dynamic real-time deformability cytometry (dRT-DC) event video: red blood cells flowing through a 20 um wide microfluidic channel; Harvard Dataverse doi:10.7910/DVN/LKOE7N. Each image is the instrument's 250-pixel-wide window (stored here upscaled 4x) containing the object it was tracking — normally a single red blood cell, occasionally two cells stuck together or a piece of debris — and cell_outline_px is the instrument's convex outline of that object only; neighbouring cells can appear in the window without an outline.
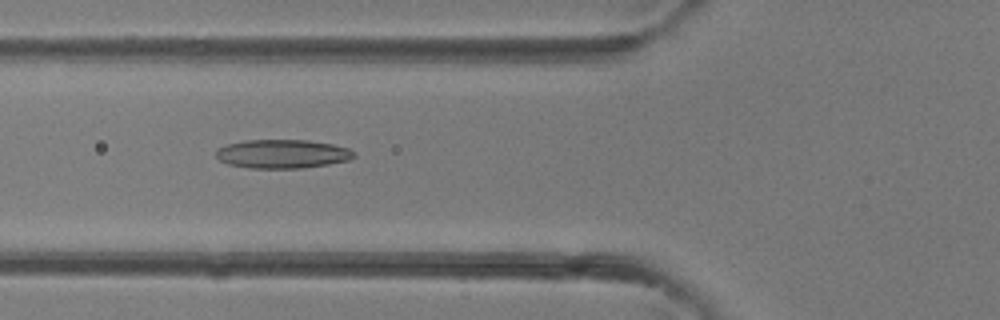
{"species": "common noctule bat (a hibernating species)", "species_latin": "Nyctalus noctula", "temperature_condition": "room temperature", "stored_images_in_passage": 40, "camera_frame_rate_fps": 3000, "um_per_image_px": 0.085, "animal": {"sex": "female"}, "frame": {"image": 1, "passage_image": 15, "time_ms": 4.667, "image_size_px": [1000, 320], "cell_outline_px": [[356, 156], [348, 160], [328, 164], [304, 168], [248, 168], [228, 164], [220, 160], [216, 156], [216, 148], [228, 144], [244, 140], [308, 140], [332, 144], [348, 148], [356, 152]], "centroid_in_image_um": [24.0, 13.08], "position_along_channel_um": 101.8, "area_um2": 23.24}}
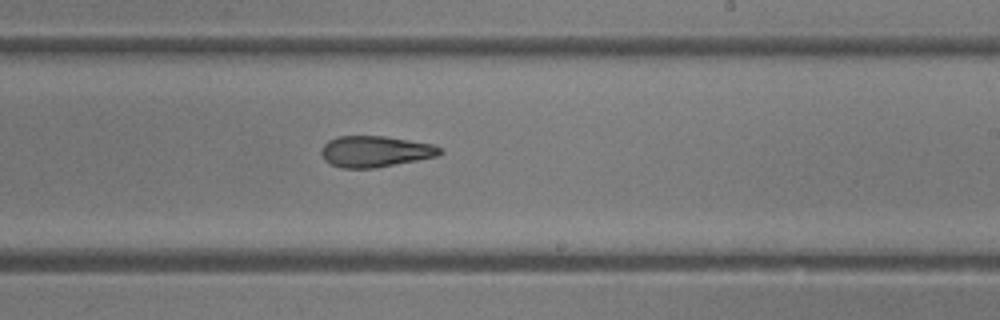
{"frame": {"image": 2, "passage_image": 24, "time_ms": 7.667, "image_size_px": [1000, 320], "cell_outline_px": [[444, 152], [436, 156], [376, 168], [340, 168], [324, 160], [320, 152], [324, 144], [328, 140], [336, 136], [384, 136], [432, 144], [440, 148]], "centroid_in_image_um": [31.85, 12.87], "position_along_channel_um": 257.2, "area_um2": 21.44}}
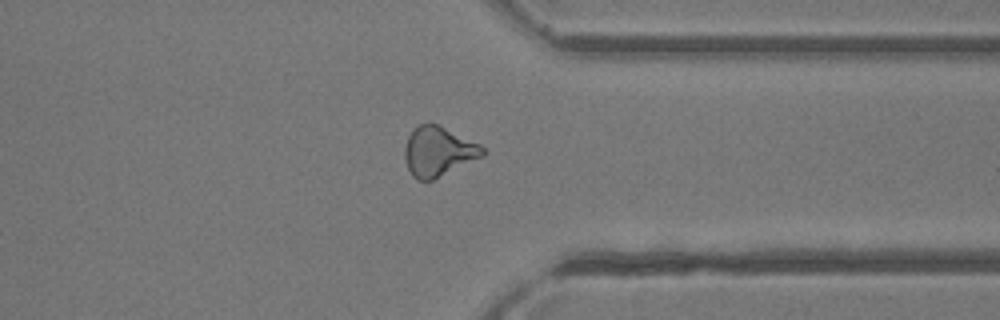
{"frame": {"image": 3, "passage_image": 31, "time_ms": 10.0, "image_size_px": [1000, 320], "cell_outline_px": [[484, 156], [432, 180], [416, 180], [412, 176], [408, 168], [404, 156], [404, 148], [408, 136], [412, 128], [416, 124], [428, 120], [480, 144], [484, 148]], "centroid_in_image_um": [37.22, 12.84], "position_along_channel_um": 374.2, "area_um2": 22.77}}